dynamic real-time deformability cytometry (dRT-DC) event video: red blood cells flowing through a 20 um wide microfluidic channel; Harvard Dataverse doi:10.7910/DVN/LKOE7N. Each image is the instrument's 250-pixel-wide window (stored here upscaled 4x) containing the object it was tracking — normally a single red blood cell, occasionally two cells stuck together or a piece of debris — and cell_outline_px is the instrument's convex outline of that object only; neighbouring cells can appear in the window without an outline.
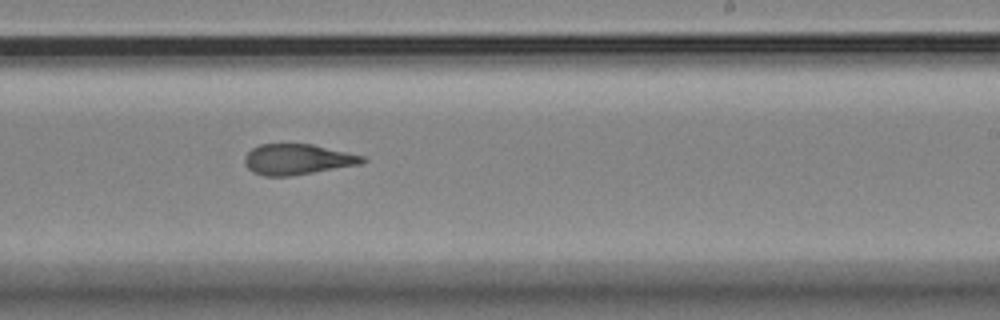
{"species": "Egyptian fruit bat (a non-hibernating species)", "species_latin": "Rousettus aegyptiacus", "temperature_condition": "room temperature", "stored_images_in_passage": 10, "camera_frame_rate_fps": 3000, "um_per_image_px": 0.085, "animal": {"sex": "female"}, "frame": {"image": 1, "passage_image": 9, "time_ms": 11.0, "image_size_px": [1000, 320], "cell_outline_px": [[368, 160], [360, 164], [292, 176], [264, 176], [252, 172], [244, 164], [244, 156], [252, 148], [260, 144], [312, 144], [364, 156]], "centroid_in_image_um": [25.26, 13.55], "position_along_channel_um": 263.7, "area_um2": 21.04}}
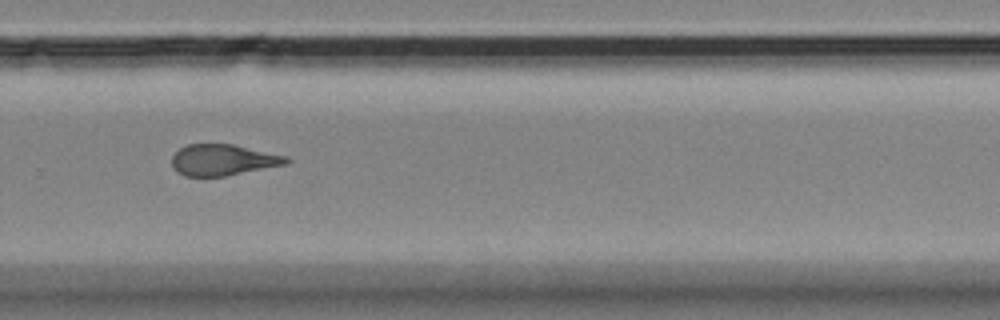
{"frame": {"image": 2, "passage_image": 10, "time_ms": 12.333, "image_size_px": [1000, 320], "cell_outline_px": [[292, 160], [288, 164], [224, 176], [184, 176], [176, 172], [172, 168], [172, 156], [180, 148], [188, 144], [232, 144], [288, 156]], "centroid_in_image_um": [18.96, 13.6], "position_along_channel_um": 310.8, "area_um2": 20.87}}